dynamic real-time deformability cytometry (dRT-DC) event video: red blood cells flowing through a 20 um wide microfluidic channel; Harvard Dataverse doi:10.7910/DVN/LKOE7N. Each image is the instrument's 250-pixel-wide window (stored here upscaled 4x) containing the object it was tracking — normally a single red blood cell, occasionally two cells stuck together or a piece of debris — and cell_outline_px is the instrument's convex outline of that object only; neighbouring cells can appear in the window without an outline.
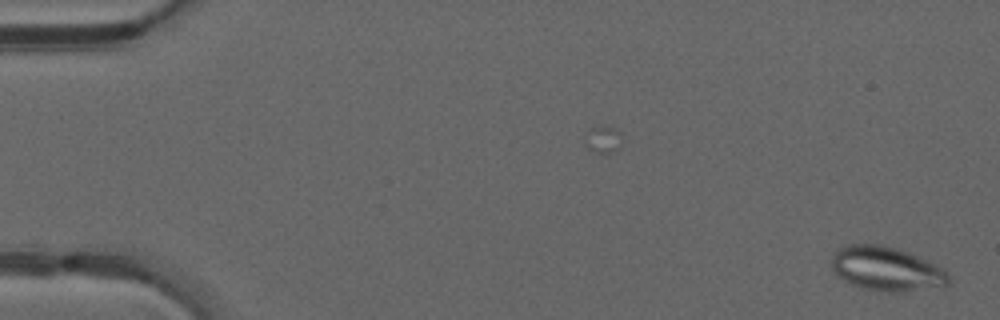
{"species": "common noctule bat (a hibernating species)", "species_latin": "Nyctalus noctula", "temperature_condition": "warm", "stored_images_in_passage": 48, "camera_frame_rate_fps": 3000, "um_per_image_px": 0.085, "animal": {"sex": "male", "forearm_length_mm": 52.5}, "frame": {"image": 1, "passage_image": 1, "time_ms": 0.0, "image_size_px": [1000, 320], "cell_outline_px": [[948, 284], [944, 288], [900, 292], [888, 292], [864, 288], [852, 284], [836, 276], [832, 268], [832, 256], [836, 248], [848, 244], [880, 244], [896, 248], [908, 252], [944, 268], [948, 272]], "centroid_in_image_um": [75.36, 22.86], "position_along_channel_um": 9.6, "area_um2": 30.52}}
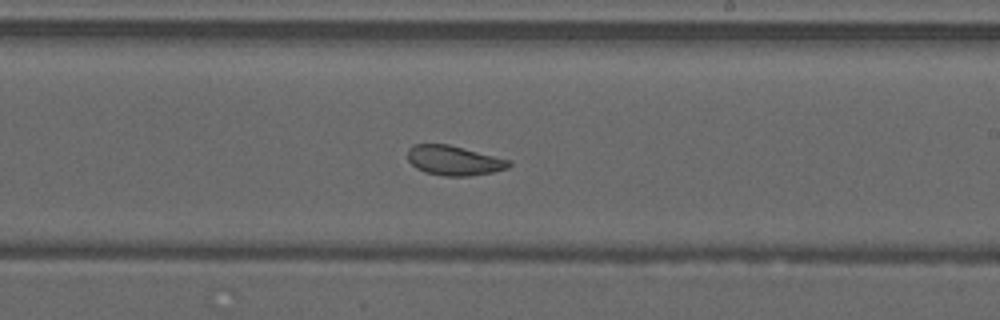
{"frame": {"image": 2, "passage_image": 29, "time_ms": 9.333, "image_size_px": [1000, 320], "cell_outline_px": [[512, 164], [508, 168], [492, 172], [468, 176], [444, 176], [424, 172], [416, 168], [408, 160], [408, 148], [416, 144], [448, 144], [512, 160]], "centroid_in_image_um": [38.6, 13.64], "position_along_channel_um": 250.4, "area_um2": 17.57}}
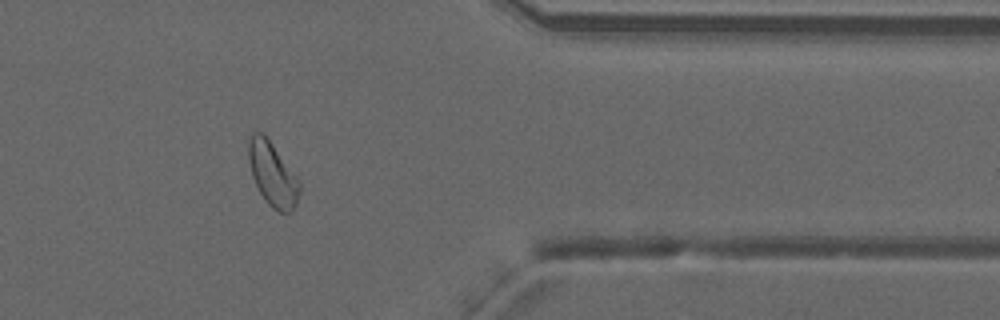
{"frame": {"image": 3, "passage_image": 40, "time_ms": 13.0, "image_size_px": [1000, 320], "cell_outline_px": [[300, 192], [296, 204], [288, 212], [280, 212], [272, 208], [264, 200], [252, 176], [248, 160], [248, 140], [252, 132], [256, 128], [268, 140], [300, 180]], "centroid_in_image_um": [23.15, 14.8], "position_along_channel_um": 388.3, "area_um2": 18.79}, "authors_computed_cell_mechanics": {"area_um2": 20.9814, "velocity_mm_per_s": 4.2105, "shape_relaxation_time_tau1_ms": null, "shape_relaxation_time_tau2_ms": 1.4949, "deformation_change_tau1": null, "deformation_change_tau2": 0.0866}}